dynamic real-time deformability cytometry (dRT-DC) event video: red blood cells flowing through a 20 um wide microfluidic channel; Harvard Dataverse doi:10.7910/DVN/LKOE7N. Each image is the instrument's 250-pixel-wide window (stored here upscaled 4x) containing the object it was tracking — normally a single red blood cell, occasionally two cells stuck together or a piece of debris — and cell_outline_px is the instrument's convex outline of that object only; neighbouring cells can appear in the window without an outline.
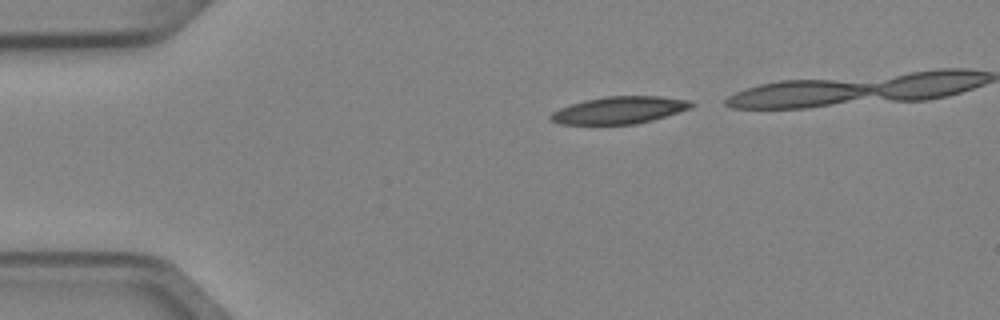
{"species": "Egyptian fruit bat (a non-hibernating species)", "species_latin": "Rousettus aegyptiacus", "temperature_condition": "cold", "stored_images_in_passage": 5, "camera_frame_rate_fps": 3000, "um_per_image_px": 0.085, "animal": {"sex": "female"}, "frame": {"image": 1, "passage_image": 1, "time_ms": 0.0, "image_size_px": [1000, 320], "cell_outline_px": [[696, 104], [692, 108], [652, 120], [636, 124], [560, 124], [552, 120], [548, 116], [552, 112], [560, 108], [584, 100], [604, 96], [660, 96], [692, 100]], "centroid_in_image_um": [52.69, 9.35], "position_along_channel_um": 32.3, "area_um2": 22.37}}
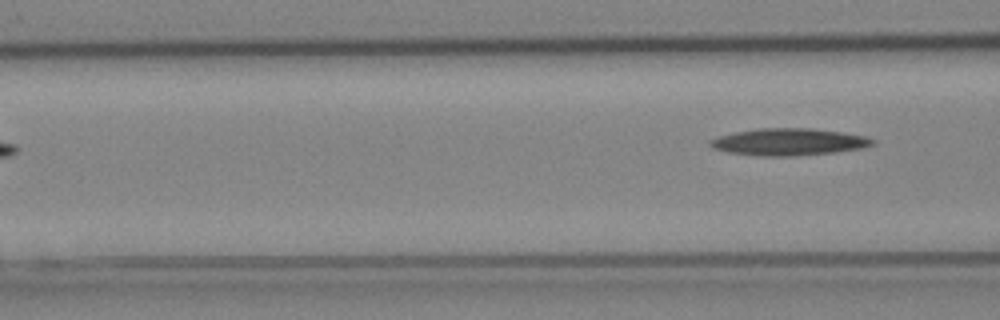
{"frame": {"image": 2, "passage_image": 5, "time_ms": 1.333, "image_size_px": [1000, 320], "cell_outline_px": [[876, 144], [860, 148], [836, 152], [792, 156], [760, 156], [728, 152], [712, 148], [708, 144], [708, 140], [720, 136], [736, 132], [760, 128], [812, 128], [844, 132], [864, 136], [876, 140]], "centroid_in_image_um": [67.05, 12.06], "position_along_channel_um": 99.5, "area_um2": 25.61}}